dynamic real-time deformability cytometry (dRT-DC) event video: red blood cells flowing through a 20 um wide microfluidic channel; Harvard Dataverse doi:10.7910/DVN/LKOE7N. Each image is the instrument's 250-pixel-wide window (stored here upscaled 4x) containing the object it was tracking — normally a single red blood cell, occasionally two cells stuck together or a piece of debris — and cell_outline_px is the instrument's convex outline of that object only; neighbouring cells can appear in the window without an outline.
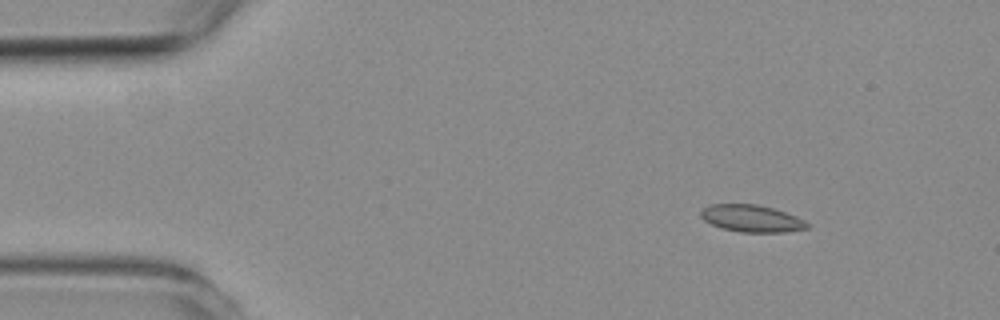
{"species": "common noctule bat (a hibernating species)", "species_latin": "Nyctalus noctula", "temperature_condition": "room temperature", "stored_images_in_passage": 3, "camera_frame_rate_fps": 3000, "um_per_image_px": 0.085, "animal": {"sex": "female", "body_mass_g": 19.3, "forearm_length_mm": 54.1}, "frame": {"image": 1, "passage_image": 1, "time_ms": 0.0, "image_size_px": [1000, 320], "cell_outline_px": [[812, 224], [808, 228], [784, 232], [740, 232], [720, 228], [704, 220], [700, 216], [700, 212], [704, 208], [712, 204], [756, 204], [772, 208], [796, 216]], "centroid_in_image_um": [63.9, 18.57], "position_along_channel_um": 21.1, "area_um2": 16.76}}